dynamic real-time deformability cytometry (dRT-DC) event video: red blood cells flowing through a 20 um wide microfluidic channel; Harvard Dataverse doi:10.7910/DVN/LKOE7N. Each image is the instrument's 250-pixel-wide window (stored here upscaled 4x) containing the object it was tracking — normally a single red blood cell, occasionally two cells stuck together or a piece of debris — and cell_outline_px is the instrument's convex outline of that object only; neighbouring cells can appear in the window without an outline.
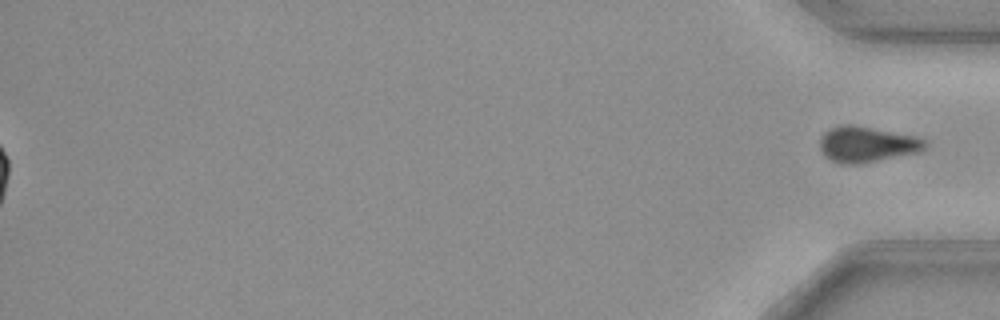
{"species": "common noctule bat (a hibernating species)", "species_latin": "Nyctalus noctula", "temperature_condition": "cold", "stored_images_in_passage": 57, "segment_of_instrument_passage": [2, 2], "camera_frame_rate_fps": 3000, "um_per_image_px": 0.085, "animal": {"sex": "female", "body_mass_g": 29.2, "forearm_length_mm": 56.3}, "frame": {"image": 1, "passage_image": 57, "time_ms": 18.667, "image_size_px": [1000, 320], "cell_outline_px": [[928, 144], [920, 152], [856, 164], [840, 164], [824, 156], [820, 148], [820, 140], [824, 132], [832, 128], [844, 124], [852, 124], [916, 136], [924, 140]], "centroid_in_image_um": [73.68, 12.26], "position_along_channel_um": 361.5, "area_um2": 21.73}}